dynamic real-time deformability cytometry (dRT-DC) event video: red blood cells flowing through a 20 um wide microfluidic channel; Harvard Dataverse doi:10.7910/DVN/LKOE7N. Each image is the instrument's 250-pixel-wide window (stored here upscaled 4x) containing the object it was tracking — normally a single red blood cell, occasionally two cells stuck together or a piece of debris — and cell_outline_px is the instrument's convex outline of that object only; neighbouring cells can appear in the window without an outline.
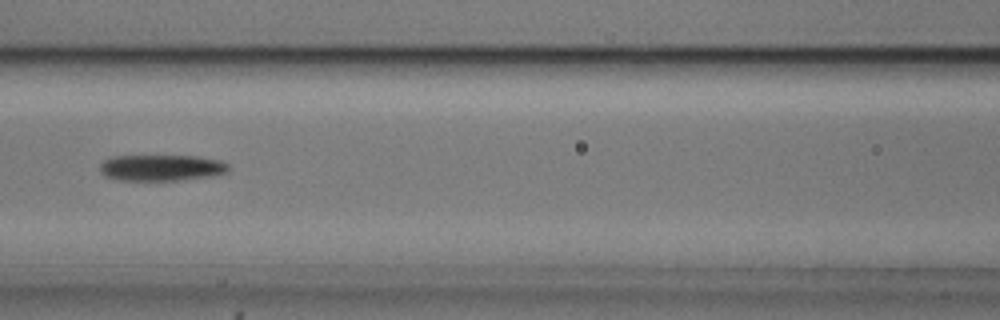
{"species": "common noctule bat (a hibernating species)", "species_latin": "Nyctalus noctula", "temperature_condition": "cold", "stored_images_in_passage": 9, "camera_frame_rate_fps": 3000, "um_per_image_px": 0.085, "animal": {"sex": "male", "body_mass_g": 20.5, "forearm_length_mm": 52.5}, "frame": {"image": 1, "passage_image": 7, "time_ms": 2.0, "image_size_px": [1000, 320], "cell_outline_px": [[228, 172], [212, 176], [180, 180], [116, 180], [104, 176], [100, 172], [100, 164], [104, 160], [112, 156], [196, 156], [220, 160], [228, 164]], "centroid_in_image_um": [13.7, 14.26], "position_along_channel_um": 152.9, "area_um2": 19.71}}
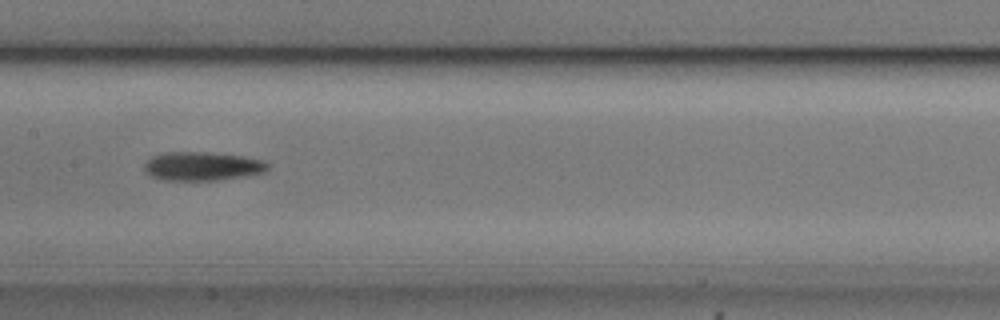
{"frame": {"image": 2, "passage_image": 8, "time_ms": 2.333, "image_size_px": [1000, 320], "cell_outline_px": [[268, 172], [244, 176], [216, 180], [160, 180], [144, 172], [144, 164], [152, 156], [160, 152], [208, 152], [240, 156], [264, 160], [268, 164]], "centroid_in_image_um": [17.17, 14.13], "position_along_channel_um": 190.2, "area_um2": 20.81}}
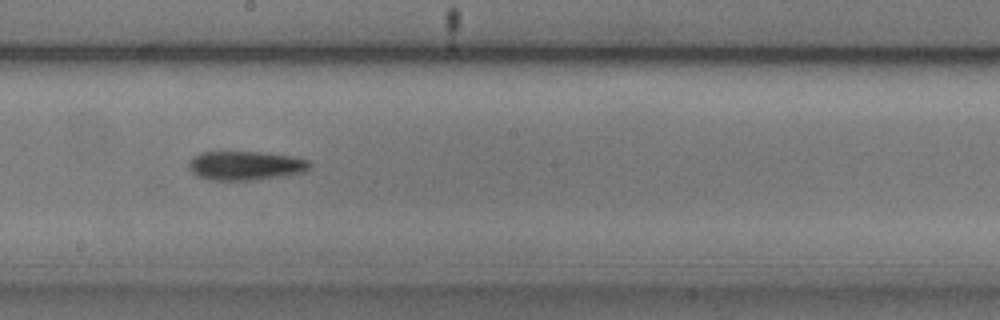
{"frame": {"image": 3, "passage_image": 9, "time_ms": 2.667, "image_size_px": [1000, 320], "cell_outline_px": [[312, 164], [308, 168], [300, 172], [256, 180], [208, 180], [196, 176], [188, 168], [188, 160], [192, 156], [200, 152], [260, 152], [288, 156], [308, 160]], "centroid_in_image_um": [20.75, 14.07], "position_along_channel_um": 227.4, "area_um2": 20.35}}